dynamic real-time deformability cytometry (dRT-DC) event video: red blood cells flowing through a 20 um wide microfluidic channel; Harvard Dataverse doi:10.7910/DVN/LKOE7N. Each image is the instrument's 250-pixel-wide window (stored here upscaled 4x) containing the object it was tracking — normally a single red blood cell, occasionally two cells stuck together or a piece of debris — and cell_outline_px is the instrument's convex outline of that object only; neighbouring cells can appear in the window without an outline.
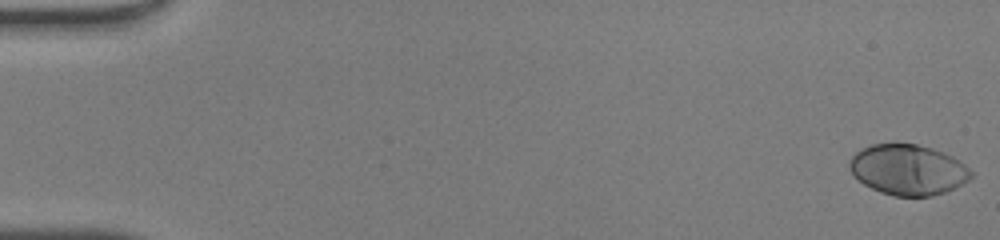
{"species": "human", "species_latin": "Homo sapiens", "temperature_condition": "warm", "stored_images_in_passage": 49, "camera_frame_rate_fps": 3000, "um_per_image_px": 0.085, "donor": {"sex": "male"}, "frame": {"image": 1, "passage_image": 1, "time_ms": 0.0, "image_size_px": [1000, 240], "cell_outline_px": [[972, 176], [968, 180], [944, 192], [932, 196], [892, 196], [880, 192], [864, 184], [848, 168], [848, 160], [860, 148], [872, 144], [916, 144], [932, 148], [944, 152], [952, 156], [964, 164], [972, 172]], "centroid_in_image_um": [77.15, 14.42], "position_along_channel_um": 7.8, "area_um2": 35.6}}
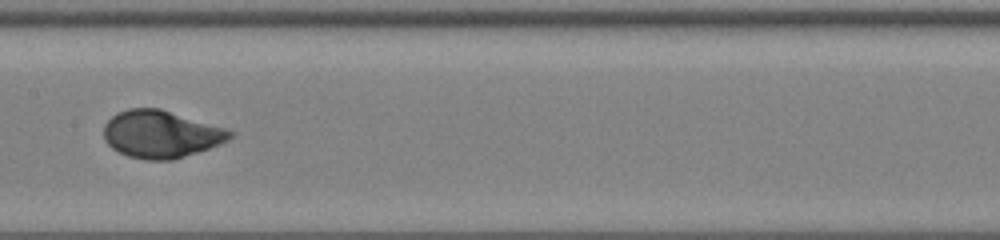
{"frame": {"image": 2, "passage_image": 26, "time_ms": 8.333, "image_size_px": [1000, 240], "cell_outline_px": [[236, 132], [228, 140], [220, 144], [172, 160], [144, 160], [128, 156], [112, 148], [104, 140], [104, 124], [116, 112], [128, 108], [160, 108], [224, 128]], "centroid_in_image_um": [13.65, 11.4], "position_along_channel_um": 193.8, "area_um2": 34.74}}
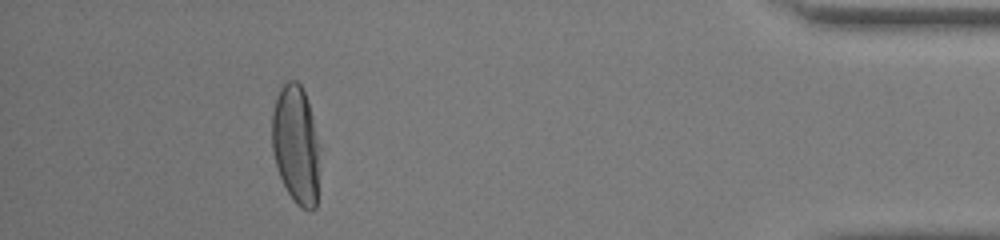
{"frame": {"image": 3, "passage_image": 45, "time_ms": 14.667, "image_size_px": [1000, 240], "cell_outline_px": [[316, 208], [312, 212], [308, 212], [300, 208], [292, 200], [276, 168], [272, 148], [272, 112], [276, 96], [280, 88], [288, 80], [296, 80], [300, 84], [304, 92], [312, 116], [316, 140]], "centroid_in_image_um": [25.09, 12.3], "position_along_channel_um": 410.1, "area_um2": 32.19}, "authors_computed_cell_mechanics": {"area_um2": 34.4488, "velocity_mm_per_s": 4.2463, "shape_relaxation_time_tau1_ms": 3.015, "shape_relaxation_time_tau2_ms": null, "deformation_change_tau1": 0.2119, "deformation_change_tau2": null}}